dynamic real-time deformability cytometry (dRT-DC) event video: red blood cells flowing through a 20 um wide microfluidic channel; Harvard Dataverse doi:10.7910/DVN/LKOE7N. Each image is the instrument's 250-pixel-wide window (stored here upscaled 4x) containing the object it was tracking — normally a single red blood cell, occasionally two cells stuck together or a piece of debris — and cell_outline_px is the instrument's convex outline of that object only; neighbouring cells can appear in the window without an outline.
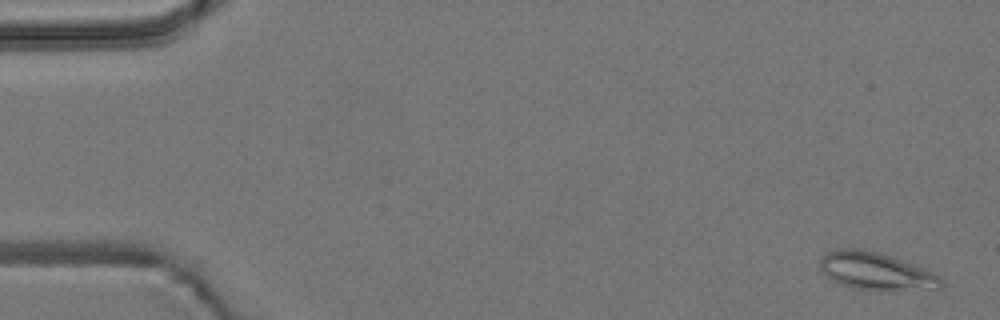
{"species": "common noctule bat (a hibernating species)", "species_latin": "Nyctalus noctula", "temperature_condition": "room temperature", "stored_images_in_passage": 56, "camera_frame_rate_fps": 3000, "um_per_image_px": 0.085, "animal": {"sex": "male", "body_mass_g": 19.2, "forearm_length_mm": 51.8}, "frame": {"image": 1, "passage_image": 2, "time_ms": 0.333, "image_size_px": [1000, 320], "cell_outline_px": [[944, 284], [940, 288], [852, 288], [840, 284], [824, 276], [820, 268], [820, 260], [828, 252], [836, 248], [860, 248], [876, 252], [912, 264], [932, 272], [940, 276], [944, 280]], "centroid_in_image_um": [74.38, 23.01], "position_along_channel_um": 10.6, "area_um2": 25.55}}
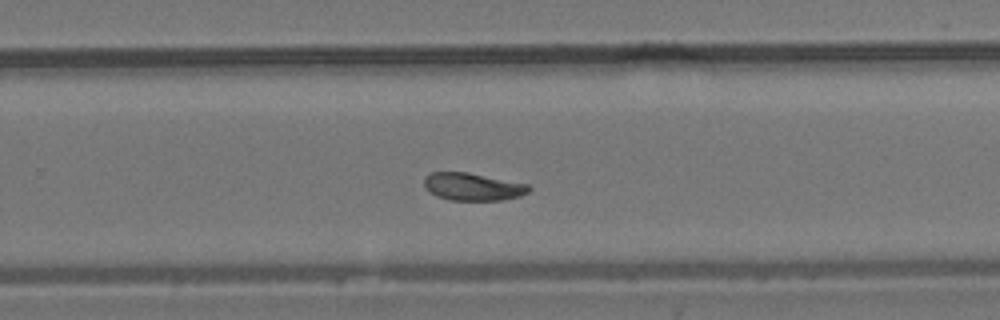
{"frame": {"image": 2, "passage_image": 36, "time_ms": 11.667, "image_size_px": [1000, 320], "cell_outline_px": [[532, 188], [528, 192], [520, 196], [504, 200], [452, 200], [436, 196], [424, 188], [424, 176], [428, 172], [468, 172], [528, 184]], "centroid_in_image_um": [40.16, 15.86], "position_along_channel_um": 289.6, "area_um2": 16.99}}
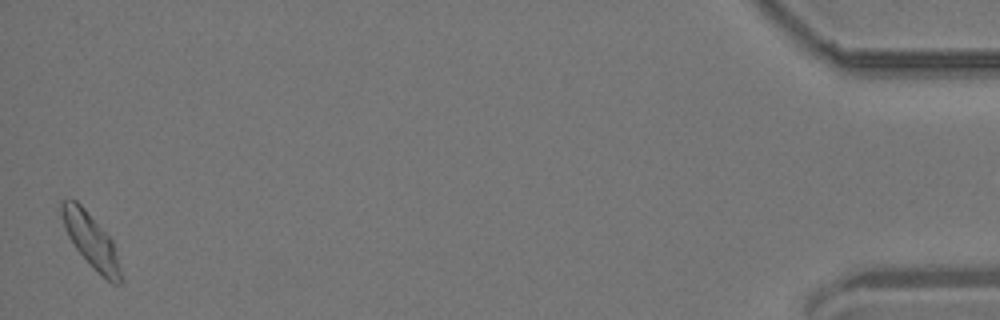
{"frame": {"image": 3, "passage_image": 55, "time_ms": 18.0, "image_size_px": [1000, 320], "cell_outline_px": [[120, 284], [112, 284], [76, 248], [68, 236], [64, 228], [60, 216], [60, 200], [76, 200], [84, 208], [112, 240], [120, 268]], "centroid_in_image_um": [7.68, 20.36], "position_along_channel_um": 427.5, "area_um2": 17.8}}